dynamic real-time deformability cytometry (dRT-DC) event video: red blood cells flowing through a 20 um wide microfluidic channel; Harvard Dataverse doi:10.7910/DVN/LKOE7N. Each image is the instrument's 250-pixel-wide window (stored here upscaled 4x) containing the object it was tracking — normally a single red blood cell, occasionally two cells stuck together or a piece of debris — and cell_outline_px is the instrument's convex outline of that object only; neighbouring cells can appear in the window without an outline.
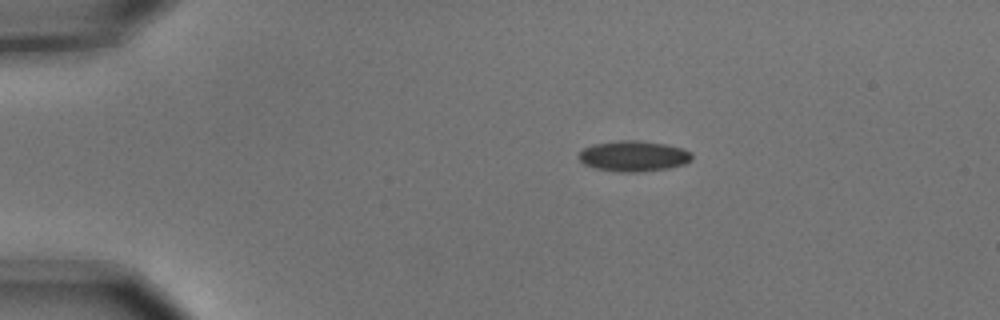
{"species": "common noctule bat (a hibernating species)", "species_latin": "Nyctalus noctula", "temperature_condition": "cold", "stored_images_in_passage": 4, "camera_frame_rate_fps": 3000, "um_per_image_px": 0.085, "animal": {"sex": "male", "body_mass_g": 15.6}, "frame": {"image": 1, "passage_image": 1, "time_ms": 0.0, "image_size_px": [1000, 320], "cell_outline_px": [[692, 160], [684, 164], [668, 168], [636, 172], [620, 172], [596, 168], [584, 164], [580, 160], [580, 152], [584, 148], [592, 144], [620, 140], [636, 140], [668, 144], [684, 148], [692, 152]], "centroid_in_image_um": [53.89, 13.25], "position_along_channel_um": 31.1, "area_um2": 20.23}}
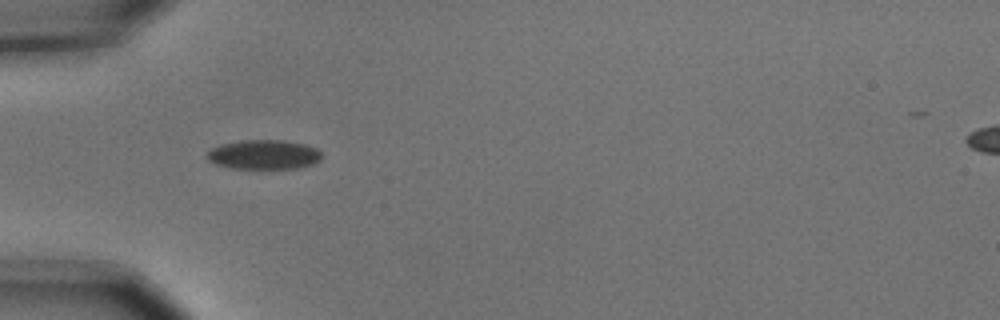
{"frame": {"image": 2, "passage_image": 3, "time_ms": 0.667, "image_size_px": [1000, 320], "cell_outline_px": [[324, 156], [320, 160], [312, 164], [300, 168], [232, 168], [216, 164], [208, 160], [208, 152], [212, 148], [220, 144], [240, 140], [280, 140], [304, 144], [316, 148]], "centroid_in_image_um": [22.44, 13.13], "position_along_channel_um": 62.6, "area_um2": 19.59}}
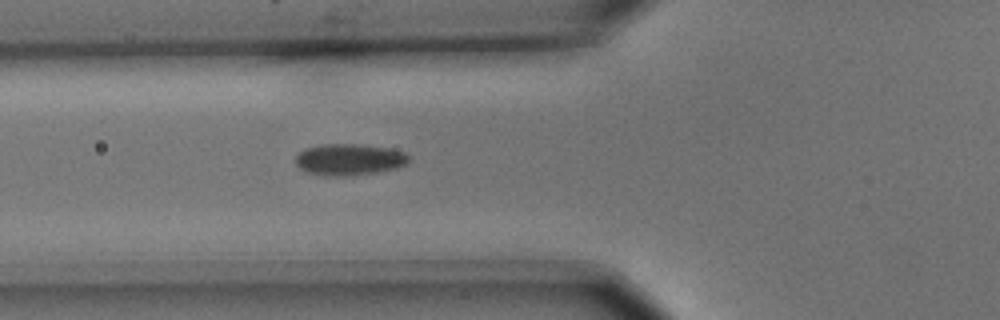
{"frame": {"image": 3, "passage_image": 4, "time_ms": 1.0, "image_size_px": [1000, 320], "cell_outline_px": [[408, 160], [404, 164], [396, 168], [376, 172], [352, 176], [336, 176], [308, 172], [300, 168], [296, 164], [296, 156], [300, 152], [308, 148], [320, 144], [360, 144], [388, 148], [404, 152], [408, 156]], "centroid_in_image_um": [29.68, 13.55], "position_along_channel_um": 96.1, "area_um2": 20.46}}